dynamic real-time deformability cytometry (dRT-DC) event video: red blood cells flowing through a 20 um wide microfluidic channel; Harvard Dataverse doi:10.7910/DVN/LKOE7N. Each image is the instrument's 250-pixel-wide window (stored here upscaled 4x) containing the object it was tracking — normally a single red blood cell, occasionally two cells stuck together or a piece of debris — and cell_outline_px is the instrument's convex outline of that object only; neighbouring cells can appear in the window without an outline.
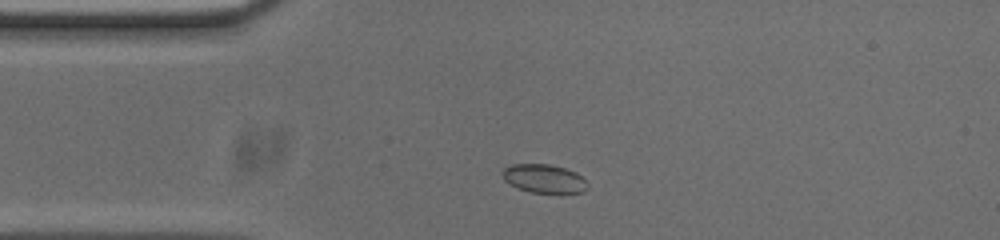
{"species": "common noctule bat (a hibernating species)", "species_latin": "Nyctalus noctula", "temperature_condition": "cold", "stored_images_in_passage": 47, "camera_frame_rate_fps": 3000, "um_per_image_px": 0.085, "animal": {"sex": "male", "body_mass_g": 20.0, "forearm_length_mm": 53.3}, "frame": {"image": 1, "passage_image": 5, "time_ms": 1.333, "image_size_px": [1000, 240], "cell_outline_px": [[588, 188], [584, 192], [560, 196], [532, 192], [520, 188], [504, 180], [500, 172], [504, 168], [512, 164], [548, 164], [564, 168], [576, 172], [588, 184]], "centroid_in_image_um": [46.3, 15.23], "position_along_channel_um": 38.7, "area_um2": 14.68}}
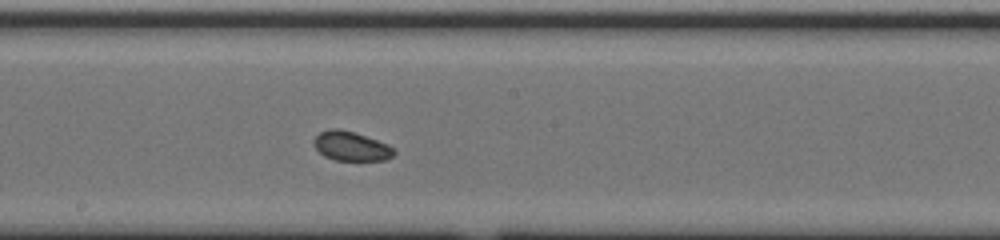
{"frame": {"image": 2, "passage_image": 21, "time_ms": 6.667, "image_size_px": [1000, 240], "cell_outline_px": [[396, 152], [392, 156], [384, 160], [336, 160], [324, 156], [316, 148], [312, 140], [320, 132], [328, 128], [336, 128], [352, 132], [388, 144], [396, 148]], "centroid_in_image_um": [29.84, 12.42], "position_along_channel_um": 218.4, "area_um2": 13.58}}
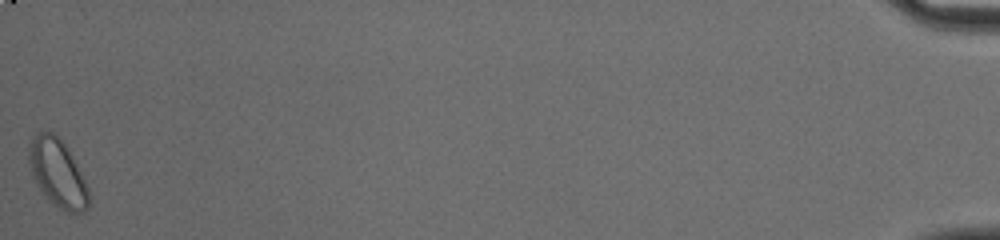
{"frame": {"image": 3, "passage_image": 47, "time_ms": 15.333, "image_size_px": [1000, 240], "cell_outline_px": [[88, 208], [84, 212], [64, 212], [52, 204], [44, 196], [36, 184], [28, 160], [28, 144], [36, 132], [52, 132], [68, 148], [88, 188]], "centroid_in_image_um": [4.87, 14.73], "position_along_channel_um": 430.3, "area_um2": 23.52}, "authors_computed_cell_mechanics": {"area_um2": 14.2766, "velocity_mm_per_s": 3.7204, "shape_relaxation_time_tau1_ms": null, "shape_relaxation_time_tau2_ms": 9.3874, "deformation_change_tau1": null, "deformation_change_tau2": 0.1055}}